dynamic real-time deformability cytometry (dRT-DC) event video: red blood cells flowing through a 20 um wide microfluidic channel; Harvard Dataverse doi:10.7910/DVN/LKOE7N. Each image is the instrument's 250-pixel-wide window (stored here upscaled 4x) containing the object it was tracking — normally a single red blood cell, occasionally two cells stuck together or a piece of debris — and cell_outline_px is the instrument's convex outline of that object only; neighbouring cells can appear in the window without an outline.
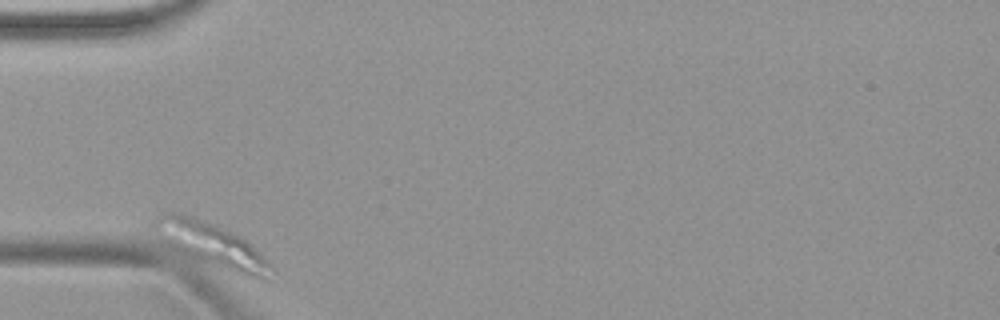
{"species": "common noctule bat (a hibernating species)", "species_latin": "Nyctalus noctula", "temperature_condition": "warm", "stored_images_in_passage": 37, "camera_frame_rate_fps": 3000, "um_per_image_px": 0.085, "animal": {"sex": "female", "body_mass_g": 19.9}, "frame": {"image": 1, "passage_image": 1, "time_ms": 0.0, "image_size_px": [1000, 320], "cell_outline_px": [[276, 272], [268, 280], [236, 272], [180, 252], [164, 244], [152, 228], [152, 220], [160, 212], [180, 212], [204, 220], [224, 228], [248, 240], [276, 268]], "centroid_in_image_um": [17.98, 20.75], "position_along_channel_um": 67.0, "area_um2": 30.0}}
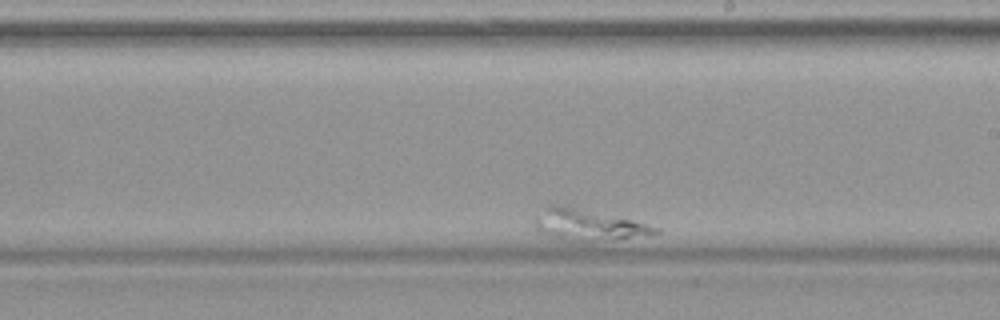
{"frame": {"image": 2, "passage_image": 22, "time_ms": 7.0, "image_size_px": [1000, 320], "cell_outline_px": [[660, 232], [612, 240], [584, 244], [580, 244], [560, 240], [540, 232], [532, 224], [536, 216], [548, 204], [568, 204], [632, 220], [660, 228]], "centroid_in_image_um": [49.88, 19.12], "position_along_channel_um": 239.1, "area_um2": 22.72}}
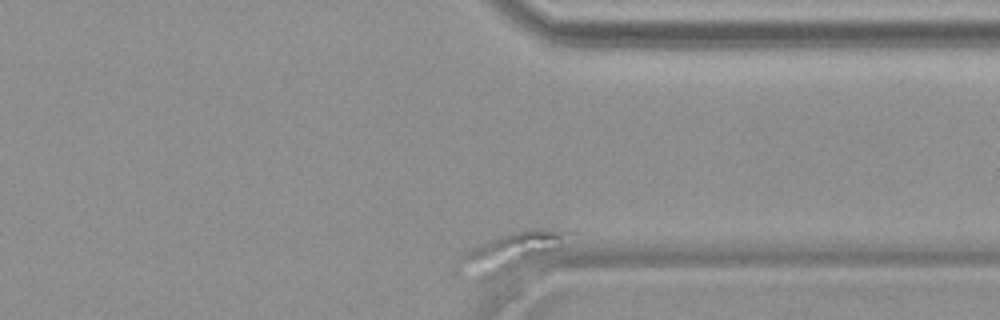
{"frame": {"image": 3, "passage_image": 37, "time_ms": 12.0, "image_size_px": [1000, 320], "cell_outline_px": [[576, 232], [552, 256], [484, 284], [476, 284], [456, 272], [452, 268], [452, 264], [468, 248], [484, 240], [508, 232], [528, 228], [544, 228]], "centroid_in_image_um": [43.27, 21.53], "position_along_channel_um": 368.1, "area_um2": 27.86}}